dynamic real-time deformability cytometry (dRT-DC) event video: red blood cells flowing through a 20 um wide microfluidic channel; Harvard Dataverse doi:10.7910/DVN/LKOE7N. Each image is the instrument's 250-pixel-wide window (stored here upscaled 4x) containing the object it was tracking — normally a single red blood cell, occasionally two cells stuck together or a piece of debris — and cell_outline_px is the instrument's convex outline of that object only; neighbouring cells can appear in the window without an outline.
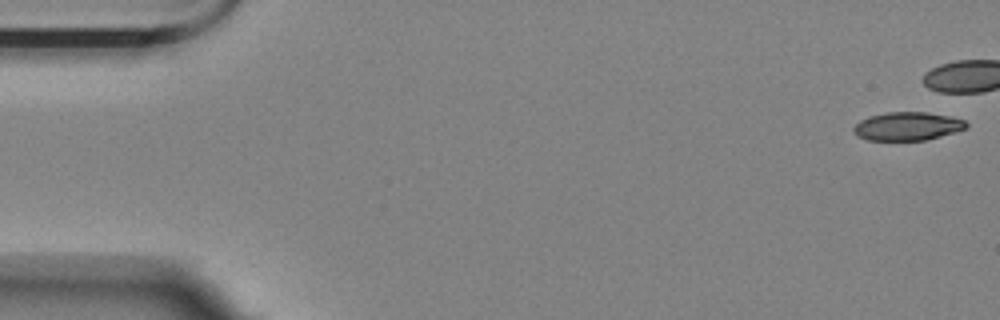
{"species": "Egyptian fruit bat (a non-hibernating species)", "species_latin": "Rousettus aegyptiacus", "temperature_condition": "room temperature", "stored_images_in_passage": 9, "camera_frame_rate_fps": 3000, "um_per_image_px": 0.085, "animal": {"sex": "female"}, "frame": {"image": 1, "passage_image": 1, "time_ms": 0.0, "image_size_px": [1000, 320], "cell_outline_px": [[968, 128], [940, 136], [924, 140], [868, 140], [856, 136], [852, 132], [852, 128], [860, 120], [872, 116], [888, 112], [928, 112], [948, 116], [964, 120], [968, 124]], "centroid_in_image_um": [77.11, 10.73], "position_along_channel_um": 7.9, "area_um2": 18.55}}